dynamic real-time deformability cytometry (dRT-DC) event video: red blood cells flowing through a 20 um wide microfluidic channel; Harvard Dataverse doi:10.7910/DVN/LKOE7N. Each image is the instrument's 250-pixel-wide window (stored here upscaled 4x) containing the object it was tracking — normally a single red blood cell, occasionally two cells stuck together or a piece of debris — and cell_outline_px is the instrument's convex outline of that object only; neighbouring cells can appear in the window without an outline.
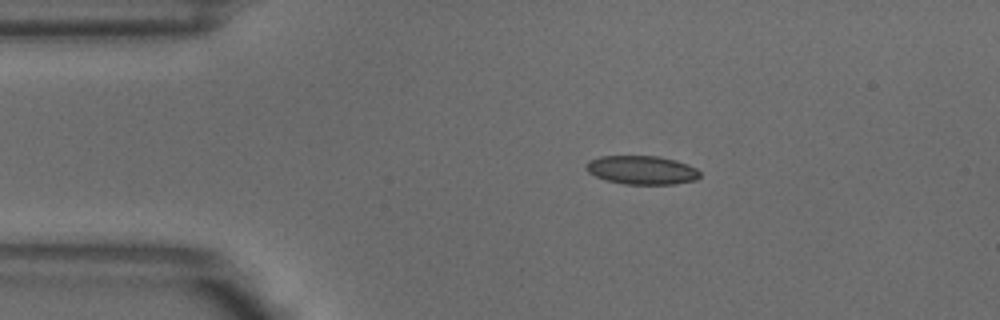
{"species": "common noctule bat (a hibernating species)", "species_latin": "Nyctalus noctula", "temperature_condition": "warm", "stored_images_in_passage": 2, "camera_frame_rate_fps": 3000, "um_per_image_px": 0.085, "animal": {"sex": "male", "body_mass_g": 18.8}, "frame": {"image": 1, "passage_image": 1, "time_ms": 0.0, "image_size_px": [1000, 320], "cell_outline_px": [[700, 176], [696, 180], [672, 184], [624, 184], [604, 180], [588, 172], [588, 160], [600, 156], [656, 156], [676, 160], [688, 164], [696, 168], [700, 172]], "centroid_in_image_um": [54.57, 14.45], "position_along_channel_um": 30.4, "area_um2": 18.96}}